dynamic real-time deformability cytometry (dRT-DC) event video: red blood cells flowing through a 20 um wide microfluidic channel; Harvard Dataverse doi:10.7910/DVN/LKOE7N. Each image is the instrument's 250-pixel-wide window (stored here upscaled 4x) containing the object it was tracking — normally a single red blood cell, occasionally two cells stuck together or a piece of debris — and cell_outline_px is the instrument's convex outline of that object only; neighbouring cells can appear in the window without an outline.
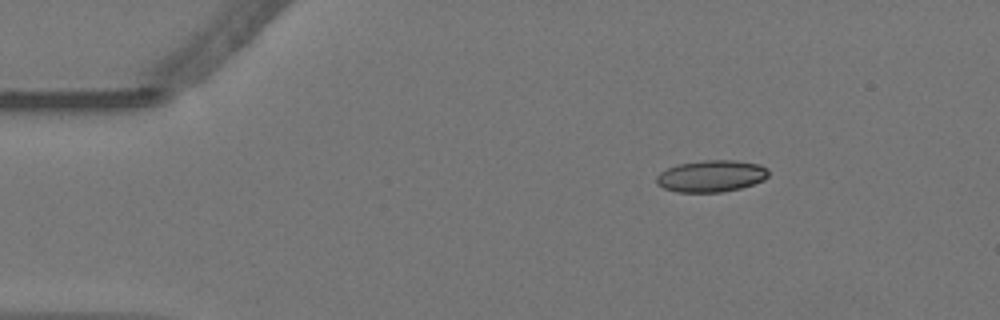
{"species": "Egyptian fruit bat (a non-hibernating species)", "species_latin": "Rousettus aegyptiacus", "temperature_condition": "warm", "stored_images_in_passage": 49, "camera_frame_rate_fps": 3000, "um_per_image_px": 0.085, "animal": {"sex": "female"}, "frame": {"image": 1, "passage_image": 1, "time_ms": 0.0, "image_size_px": [1000, 320], "cell_outline_px": [[768, 176], [764, 180], [740, 188], [720, 192], [676, 192], [664, 188], [656, 184], [656, 176], [660, 172], [676, 164], [704, 160], [732, 160], [760, 164], [768, 168]], "centroid_in_image_um": [60.44, 14.96], "position_along_channel_um": 24.6, "area_um2": 20.81}}
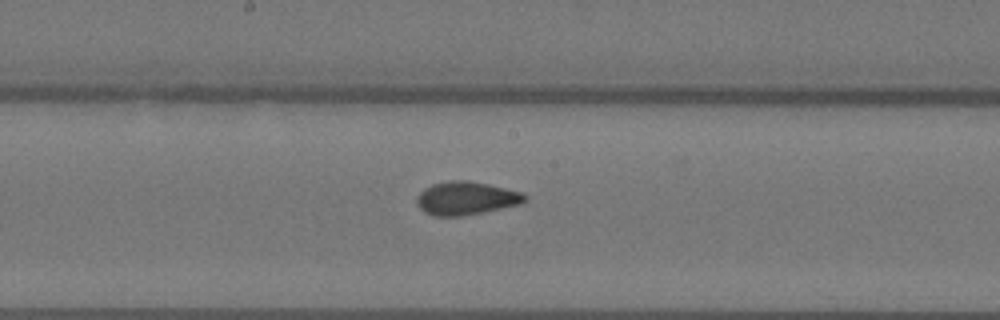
{"frame": {"image": 2, "passage_image": 22, "time_ms": 7.0, "image_size_px": [1000, 320], "cell_outline_px": [[528, 200], [524, 204], [484, 212], [460, 216], [436, 216], [424, 212], [416, 204], [416, 196], [424, 188], [432, 184], [452, 180], [468, 180], [488, 184], [524, 192], [528, 196]], "centroid_in_image_um": [39.67, 16.85], "position_along_channel_um": 208.5, "area_um2": 21.33}}
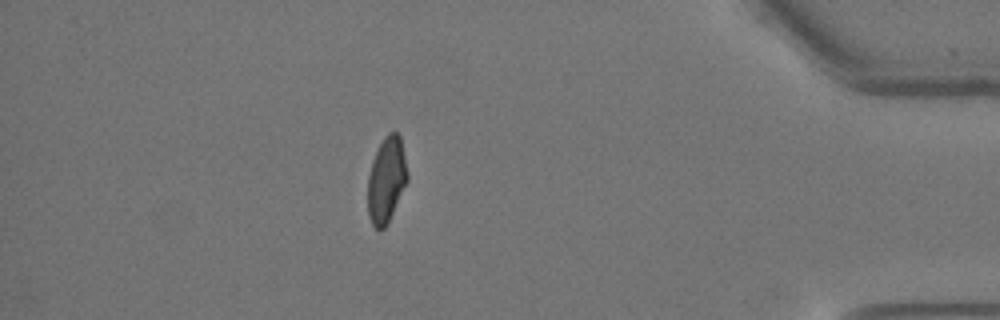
{"frame": {"image": 3, "passage_image": 42, "time_ms": 13.667, "image_size_px": [1000, 320], "cell_outline_px": [[408, 180], [384, 228], [376, 228], [372, 224], [368, 212], [368, 176], [372, 160], [384, 136], [388, 132], [396, 132], [400, 136], [408, 176]], "centroid_in_image_um": [32.83, 15.25], "position_along_channel_um": 402.4, "area_um2": 19.31}, "authors_computed_cell_mechanics": {"area_um2": 20.1722, "velocity_mm_per_s": 3.5737, "shape_relaxation_time_tau1_ms": 10.6584, "shape_relaxation_time_tau2_ms": 1.1087, "deformation_change_tau1": 0.2242, "deformation_change_tau2": 0.0608}}